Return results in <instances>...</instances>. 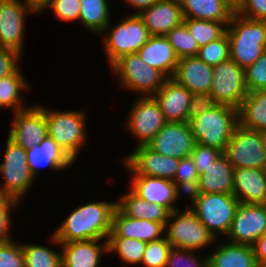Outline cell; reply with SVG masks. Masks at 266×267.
Here are the masks:
<instances>
[{"label":"cell","instance_id":"cell-1","mask_svg":"<svg viewBox=\"0 0 266 267\" xmlns=\"http://www.w3.org/2000/svg\"><path fill=\"white\" fill-rule=\"evenodd\" d=\"M116 208L117 200H94L77 205V208L72 209L55 227L52 234L60 243L108 239Z\"/></svg>","mask_w":266,"mask_h":267},{"label":"cell","instance_id":"cell-2","mask_svg":"<svg viewBox=\"0 0 266 267\" xmlns=\"http://www.w3.org/2000/svg\"><path fill=\"white\" fill-rule=\"evenodd\" d=\"M86 110H59L45 106L47 135L51 137L59 147L74 162L78 159L82 148L86 147L88 139L86 124L88 115Z\"/></svg>","mask_w":266,"mask_h":267},{"label":"cell","instance_id":"cell-3","mask_svg":"<svg viewBox=\"0 0 266 267\" xmlns=\"http://www.w3.org/2000/svg\"><path fill=\"white\" fill-rule=\"evenodd\" d=\"M226 34L230 59L244 69L266 51V21L247 19L235 12Z\"/></svg>","mask_w":266,"mask_h":267},{"label":"cell","instance_id":"cell-4","mask_svg":"<svg viewBox=\"0 0 266 267\" xmlns=\"http://www.w3.org/2000/svg\"><path fill=\"white\" fill-rule=\"evenodd\" d=\"M238 123V109L227 104H215L189 120L196 143L222 152Z\"/></svg>","mask_w":266,"mask_h":267},{"label":"cell","instance_id":"cell-5","mask_svg":"<svg viewBox=\"0 0 266 267\" xmlns=\"http://www.w3.org/2000/svg\"><path fill=\"white\" fill-rule=\"evenodd\" d=\"M111 72L119 81L120 88L138 94V97L153 96L168 77L145 63L138 53L122 56L112 66Z\"/></svg>","mask_w":266,"mask_h":267},{"label":"cell","instance_id":"cell-6","mask_svg":"<svg viewBox=\"0 0 266 267\" xmlns=\"http://www.w3.org/2000/svg\"><path fill=\"white\" fill-rule=\"evenodd\" d=\"M164 236L173 248L200 252L218 240L188 206L169 213Z\"/></svg>","mask_w":266,"mask_h":267},{"label":"cell","instance_id":"cell-7","mask_svg":"<svg viewBox=\"0 0 266 267\" xmlns=\"http://www.w3.org/2000/svg\"><path fill=\"white\" fill-rule=\"evenodd\" d=\"M188 207L217 239L228 233L239 203L233 194L190 193ZM220 234V235H219Z\"/></svg>","mask_w":266,"mask_h":267},{"label":"cell","instance_id":"cell-8","mask_svg":"<svg viewBox=\"0 0 266 267\" xmlns=\"http://www.w3.org/2000/svg\"><path fill=\"white\" fill-rule=\"evenodd\" d=\"M116 25L112 21L101 33L103 49L111 67L122 56L136 53L151 36L138 15L128 14ZM113 27H112V26Z\"/></svg>","mask_w":266,"mask_h":267},{"label":"cell","instance_id":"cell-9","mask_svg":"<svg viewBox=\"0 0 266 267\" xmlns=\"http://www.w3.org/2000/svg\"><path fill=\"white\" fill-rule=\"evenodd\" d=\"M4 157L0 163L1 181L0 194L8 196L22 204L24 197L37 181L31 174L27 164L26 149L7 137Z\"/></svg>","mask_w":266,"mask_h":267},{"label":"cell","instance_id":"cell-10","mask_svg":"<svg viewBox=\"0 0 266 267\" xmlns=\"http://www.w3.org/2000/svg\"><path fill=\"white\" fill-rule=\"evenodd\" d=\"M224 156L236 168L266 170V152L259 131L237 124L230 141L223 151Z\"/></svg>","mask_w":266,"mask_h":267},{"label":"cell","instance_id":"cell-11","mask_svg":"<svg viewBox=\"0 0 266 267\" xmlns=\"http://www.w3.org/2000/svg\"><path fill=\"white\" fill-rule=\"evenodd\" d=\"M126 115L125 129L137 139L135 147L148 145L167 123L158 103L152 96L138 97Z\"/></svg>","mask_w":266,"mask_h":267},{"label":"cell","instance_id":"cell-12","mask_svg":"<svg viewBox=\"0 0 266 267\" xmlns=\"http://www.w3.org/2000/svg\"><path fill=\"white\" fill-rule=\"evenodd\" d=\"M209 94L217 104L238 109L248 94L244 68L231 59L214 66Z\"/></svg>","mask_w":266,"mask_h":267},{"label":"cell","instance_id":"cell-13","mask_svg":"<svg viewBox=\"0 0 266 267\" xmlns=\"http://www.w3.org/2000/svg\"><path fill=\"white\" fill-rule=\"evenodd\" d=\"M266 234V204L239 202L225 241L253 245Z\"/></svg>","mask_w":266,"mask_h":267},{"label":"cell","instance_id":"cell-14","mask_svg":"<svg viewBox=\"0 0 266 267\" xmlns=\"http://www.w3.org/2000/svg\"><path fill=\"white\" fill-rule=\"evenodd\" d=\"M124 168L132 178L130 189L140 198L165 207L169 212L179 209L178 202L183 193L168 179L138 175L123 159Z\"/></svg>","mask_w":266,"mask_h":267},{"label":"cell","instance_id":"cell-15","mask_svg":"<svg viewBox=\"0 0 266 267\" xmlns=\"http://www.w3.org/2000/svg\"><path fill=\"white\" fill-rule=\"evenodd\" d=\"M12 114L8 137L24 149L40 144L48 136L45 106L30 104L28 108Z\"/></svg>","mask_w":266,"mask_h":267},{"label":"cell","instance_id":"cell-16","mask_svg":"<svg viewBox=\"0 0 266 267\" xmlns=\"http://www.w3.org/2000/svg\"><path fill=\"white\" fill-rule=\"evenodd\" d=\"M32 13L20 0H0V46L23 54L26 17Z\"/></svg>","mask_w":266,"mask_h":267},{"label":"cell","instance_id":"cell-17","mask_svg":"<svg viewBox=\"0 0 266 267\" xmlns=\"http://www.w3.org/2000/svg\"><path fill=\"white\" fill-rule=\"evenodd\" d=\"M195 145L189 122H167L147 146L164 156L182 159L191 156Z\"/></svg>","mask_w":266,"mask_h":267},{"label":"cell","instance_id":"cell-18","mask_svg":"<svg viewBox=\"0 0 266 267\" xmlns=\"http://www.w3.org/2000/svg\"><path fill=\"white\" fill-rule=\"evenodd\" d=\"M123 159L138 175L173 181L180 159L164 156L147 145L134 147Z\"/></svg>","mask_w":266,"mask_h":267},{"label":"cell","instance_id":"cell-19","mask_svg":"<svg viewBox=\"0 0 266 267\" xmlns=\"http://www.w3.org/2000/svg\"><path fill=\"white\" fill-rule=\"evenodd\" d=\"M137 15L152 36H166L184 20L180 0H160Z\"/></svg>","mask_w":266,"mask_h":267},{"label":"cell","instance_id":"cell-20","mask_svg":"<svg viewBox=\"0 0 266 267\" xmlns=\"http://www.w3.org/2000/svg\"><path fill=\"white\" fill-rule=\"evenodd\" d=\"M192 93L174 79L168 78L152 96L167 122H188V108Z\"/></svg>","mask_w":266,"mask_h":267},{"label":"cell","instance_id":"cell-21","mask_svg":"<svg viewBox=\"0 0 266 267\" xmlns=\"http://www.w3.org/2000/svg\"><path fill=\"white\" fill-rule=\"evenodd\" d=\"M107 253V239L61 243L62 267H101Z\"/></svg>","mask_w":266,"mask_h":267},{"label":"cell","instance_id":"cell-22","mask_svg":"<svg viewBox=\"0 0 266 267\" xmlns=\"http://www.w3.org/2000/svg\"><path fill=\"white\" fill-rule=\"evenodd\" d=\"M26 156L30 172L35 179H37L40 169L64 171L70 166L72 167L74 163L49 136L45 137L40 144L26 149Z\"/></svg>","mask_w":266,"mask_h":267},{"label":"cell","instance_id":"cell-23","mask_svg":"<svg viewBox=\"0 0 266 267\" xmlns=\"http://www.w3.org/2000/svg\"><path fill=\"white\" fill-rule=\"evenodd\" d=\"M164 231L165 226L162 223L133 219L117 207L112 217L109 237L134 238L148 243L164 237Z\"/></svg>","mask_w":266,"mask_h":267},{"label":"cell","instance_id":"cell-24","mask_svg":"<svg viewBox=\"0 0 266 267\" xmlns=\"http://www.w3.org/2000/svg\"><path fill=\"white\" fill-rule=\"evenodd\" d=\"M212 74V66L197 56H191L179 59L172 79L186 87L192 94L209 93Z\"/></svg>","mask_w":266,"mask_h":267},{"label":"cell","instance_id":"cell-25","mask_svg":"<svg viewBox=\"0 0 266 267\" xmlns=\"http://www.w3.org/2000/svg\"><path fill=\"white\" fill-rule=\"evenodd\" d=\"M233 195L242 203L266 204V170L234 169Z\"/></svg>","mask_w":266,"mask_h":267},{"label":"cell","instance_id":"cell-26","mask_svg":"<svg viewBox=\"0 0 266 267\" xmlns=\"http://www.w3.org/2000/svg\"><path fill=\"white\" fill-rule=\"evenodd\" d=\"M234 167L222 154L199 175L198 184L191 193L233 194Z\"/></svg>","mask_w":266,"mask_h":267},{"label":"cell","instance_id":"cell-27","mask_svg":"<svg viewBox=\"0 0 266 267\" xmlns=\"http://www.w3.org/2000/svg\"><path fill=\"white\" fill-rule=\"evenodd\" d=\"M137 53L145 63L172 78L179 58L166 36L151 35Z\"/></svg>","mask_w":266,"mask_h":267},{"label":"cell","instance_id":"cell-28","mask_svg":"<svg viewBox=\"0 0 266 267\" xmlns=\"http://www.w3.org/2000/svg\"><path fill=\"white\" fill-rule=\"evenodd\" d=\"M219 240L213 252L207 253L209 267H257L253 246Z\"/></svg>","mask_w":266,"mask_h":267},{"label":"cell","instance_id":"cell-29","mask_svg":"<svg viewBox=\"0 0 266 267\" xmlns=\"http://www.w3.org/2000/svg\"><path fill=\"white\" fill-rule=\"evenodd\" d=\"M117 199V207L133 219H146L164 226L167 223L169 211L159 204H153L137 196L129 187Z\"/></svg>","mask_w":266,"mask_h":267},{"label":"cell","instance_id":"cell-30","mask_svg":"<svg viewBox=\"0 0 266 267\" xmlns=\"http://www.w3.org/2000/svg\"><path fill=\"white\" fill-rule=\"evenodd\" d=\"M184 18L222 22L226 26L235 13L224 0H180Z\"/></svg>","mask_w":266,"mask_h":267},{"label":"cell","instance_id":"cell-31","mask_svg":"<svg viewBox=\"0 0 266 267\" xmlns=\"http://www.w3.org/2000/svg\"><path fill=\"white\" fill-rule=\"evenodd\" d=\"M238 120L243 127L266 130V90L248 92L238 108Z\"/></svg>","mask_w":266,"mask_h":267},{"label":"cell","instance_id":"cell-32","mask_svg":"<svg viewBox=\"0 0 266 267\" xmlns=\"http://www.w3.org/2000/svg\"><path fill=\"white\" fill-rule=\"evenodd\" d=\"M109 0H80L79 24L87 32L100 35L112 20Z\"/></svg>","mask_w":266,"mask_h":267},{"label":"cell","instance_id":"cell-33","mask_svg":"<svg viewBox=\"0 0 266 267\" xmlns=\"http://www.w3.org/2000/svg\"><path fill=\"white\" fill-rule=\"evenodd\" d=\"M19 68L15 73L0 78V109H10L16 113L29 107L20 92L31 89L29 82ZM30 87V88H29Z\"/></svg>","mask_w":266,"mask_h":267},{"label":"cell","instance_id":"cell-34","mask_svg":"<svg viewBox=\"0 0 266 267\" xmlns=\"http://www.w3.org/2000/svg\"><path fill=\"white\" fill-rule=\"evenodd\" d=\"M49 236V243L52 242V248L49 247V245L48 247L41 244L39 245V243H22L25 267H62L61 243L53 234ZM54 245H56L55 248L58 247L60 250H54Z\"/></svg>","mask_w":266,"mask_h":267},{"label":"cell","instance_id":"cell-35","mask_svg":"<svg viewBox=\"0 0 266 267\" xmlns=\"http://www.w3.org/2000/svg\"><path fill=\"white\" fill-rule=\"evenodd\" d=\"M108 254L119 256V262L125 266L141 265L147 242L134 238L108 237Z\"/></svg>","mask_w":266,"mask_h":267},{"label":"cell","instance_id":"cell-36","mask_svg":"<svg viewBox=\"0 0 266 267\" xmlns=\"http://www.w3.org/2000/svg\"><path fill=\"white\" fill-rule=\"evenodd\" d=\"M183 23L189 29L199 48L222 37L227 29L224 23L216 21L184 18Z\"/></svg>","mask_w":266,"mask_h":267},{"label":"cell","instance_id":"cell-37","mask_svg":"<svg viewBox=\"0 0 266 267\" xmlns=\"http://www.w3.org/2000/svg\"><path fill=\"white\" fill-rule=\"evenodd\" d=\"M166 37L179 59L197 56L199 46L184 23L173 28Z\"/></svg>","mask_w":266,"mask_h":267},{"label":"cell","instance_id":"cell-38","mask_svg":"<svg viewBox=\"0 0 266 267\" xmlns=\"http://www.w3.org/2000/svg\"><path fill=\"white\" fill-rule=\"evenodd\" d=\"M197 57L212 67L230 59V43L227 34L200 47Z\"/></svg>","mask_w":266,"mask_h":267},{"label":"cell","instance_id":"cell-39","mask_svg":"<svg viewBox=\"0 0 266 267\" xmlns=\"http://www.w3.org/2000/svg\"><path fill=\"white\" fill-rule=\"evenodd\" d=\"M199 172L191 157L182 158L178 164L173 183L184 194L189 195L198 184Z\"/></svg>","mask_w":266,"mask_h":267},{"label":"cell","instance_id":"cell-40","mask_svg":"<svg viewBox=\"0 0 266 267\" xmlns=\"http://www.w3.org/2000/svg\"><path fill=\"white\" fill-rule=\"evenodd\" d=\"M172 245L166 239H161L148 242L143 253L142 261L140 266L144 267H165L168 255Z\"/></svg>","mask_w":266,"mask_h":267},{"label":"cell","instance_id":"cell-41","mask_svg":"<svg viewBox=\"0 0 266 267\" xmlns=\"http://www.w3.org/2000/svg\"><path fill=\"white\" fill-rule=\"evenodd\" d=\"M165 267H209V259L208 255L202 256L198 251L172 247Z\"/></svg>","mask_w":266,"mask_h":267},{"label":"cell","instance_id":"cell-42","mask_svg":"<svg viewBox=\"0 0 266 267\" xmlns=\"http://www.w3.org/2000/svg\"><path fill=\"white\" fill-rule=\"evenodd\" d=\"M244 75L248 92L266 90V51L244 69Z\"/></svg>","mask_w":266,"mask_h":267},{"label":"cell","instance_id":"cell-43","mask_svg":"<svg viewBox=\"0 0 266 267\" xmlns=\"http://www.w3.org/2000/svg\"><path fill=\"white\" fill-rule=\"evenodd\" d=\"M80 6V0H52L46 10H52L57 21L79 23Z\"/></svg>","mask_w":266,"mask_h":267},{"label":"cell","instance_id":"cell-44","mask_svg":"<svg viewBox=\"0 0 266 267\" xmlns=\"http://www.w3.org/2000/svg\"><path fill=\"white\" fill-rule=\"evenodd\" d=\"M19 204L13 198L0 194V243L12 241L10 235L12 225L11 213L13 210L18 209Z\"/></svg>","mask_w":266,"mask_h":267},{"label":"cell","instance_id":"cell-45","mask_svg":"<svg viewBox=\"0 0 266 267\" xmlns=\"http://www.w3.org/2000/svg\"><path fill=\"white\" fill-rule=\"evenodd\" d=\"M0 267H25L22 242L0 243Z\"/></svg>","mask_w":266,"mask_h":267},{"label":"cell","instance_id":"cell-46","mask_svg":"<svg viewBox=\"0 0 266 267\" xmlns=\"http://www.w3.org/2000/svg\"><path fill=\"white\" fill-rule=\"evenodd\" d=\"M223 154L222 151L211 148L202 144L196 143L191 158L194 161V165L198 169L199 175L204 171V168L212 164Z\"/></svg>","mask_w":266,"mask_h":267},{"label":"cell","instance_id":"cell-47","mask_svg":"<svg viewBox=\"0 0 266 267\" xmlns=\"http://www.w3.org/2000/svg\"><path fill=\"white\" fill-rule=\"evenodd\" d=\"M22 54L16 50L0 46V78L15 73L20 67Z\"/></svg>","mask_w":266,"mask_h":267},{"label":"cell","instance_id":"cell-48","mask_svg":"<svg viewBox=\"0 0 266 267\" xmlns=\"http://www.w3.org/2000/svg\"><path fill=\"white\" fill-rule=\"evenodd\" d=\"M236 13L247 19L266 21V0H244Z\"/></svg>","mask_w":266,"mask_h":267},{"label":"cell","instance_id":"cell-49","mask_svg":"<svg viewBox=\"0 0 266 267\" xmlns=\"http://www.w3.org/2000/svg\"><path fill=\"white\" fill-rule=\"evenodd\" d=\"M217 104L209 93H194L188 108V122L193 117L205 112Z\"/></svg>","mask_w":266,"mask_h":267},{"label":"cell","instance_id":"cell-50","mask_svg":"<svg viewBox=\"0 0 266 267\" xmlns=\"http://www.w3.org/2000/svg\"><path fill=\"white\" fill-rule=\"evenodd\" d=\"M128 5V7H133L132 10L134 11L133 15L139 14L141 11L151 7L155 3L159 2L160 0H122V2Z\"/></svg>","mask_w":266,"mask_h":267},{"label":"cell","instance_id":"cell-51","mask_svg":"<svg viewBox=\"0 0 266 267\" xmlns=\"http://www.w3.org/2000/svg\"><path fill=\"white\" fill-rule=\"evenodd\" d=\"M24 5L29 7L36 14L46 11L52 0H20Z\"/></svg>","mask_w":266,"mask_h":267},{"label":"cell","instance_id":"cell-52","mask_svg":"<svg viewBox=\"0 0 266 267\" xmlns=\"http://www.w3.org/2000/svg\"><path fill=\"white\" fill-rule=\"evenodd\" d=\"M256 261L266 260V234L260 237L253 245Z\"/></svg>","mask_w":266,"mask_h":267},{"label":"cell","instance_id":"cell-53","mask_svg":"<svg viewBox=\"0 0 266 267\" xmlns=\"http://www.w3.org/2000/svg\"><path fill=\"white\" fill-rule=\"evenodd\" d=\"M230 8L236 12L242 5L244 0H224Z\"/></svg>","mask_w":266,"mask_h":267},{"label":"cell","instance_id":"cell-54","mask_svg":"<svg viewBox=\"0 0 266 267\" xmlns=\"http://www.w3.org/2000/svg\"><path fill=\"white\" fill-rule=\"evenodd\" d=\"M261 139H262V146L264 151L266 152V130L261 131Z\"/></svg>","mask_w":266,"mask_h":267},{"label":"cell","instance_id":"cell-55","mask_svg":"<svg viewBox=\"0 0 266 267\" xmlns=\"http://www.w3.org/2000/svg\"><path fill=\"white\" fill-rule=\"evenodd\" d=\"M257 267H266V260H264V261H257Z\"/></svg>","mask_w":266,"mask_h":267}]
</instances>
